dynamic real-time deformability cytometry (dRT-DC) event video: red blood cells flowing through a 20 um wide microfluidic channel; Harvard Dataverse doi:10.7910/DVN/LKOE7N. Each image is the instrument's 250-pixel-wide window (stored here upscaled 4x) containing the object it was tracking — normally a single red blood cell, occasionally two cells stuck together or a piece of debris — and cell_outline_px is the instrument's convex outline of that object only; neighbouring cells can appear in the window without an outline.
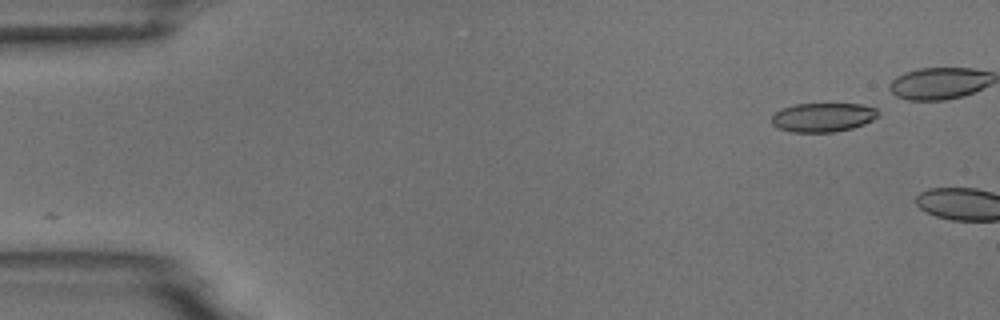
{"species": "common noctule bat (a hibernating species)", "species_latin": "Nyctalus noctula", "temperature_condition": "room temperature", "stored_images_in_passage": 2, "camera_frame_rate_fps": 3000, "um_per_image_px": 0.085, "animal": {"sex": "male", "body_mass_g": 18.8}, "frame": {"image": 1, "passage_image": 2, "time_ms": 1.333, "image_size_px": [1000, 320], "cell_outline_px": [[880, 112], [872, 120], [864, 124], [852, 128], [832, 132], [792, 132], [780, 128], [772, 124], [772, 116], [780, 108], [796, 104], [860, 104], [876, 108]], "centroid_in_image_um": [69.95, 9.97], "position_along_channel_um": 15.1, "area_um2": 17.92}}